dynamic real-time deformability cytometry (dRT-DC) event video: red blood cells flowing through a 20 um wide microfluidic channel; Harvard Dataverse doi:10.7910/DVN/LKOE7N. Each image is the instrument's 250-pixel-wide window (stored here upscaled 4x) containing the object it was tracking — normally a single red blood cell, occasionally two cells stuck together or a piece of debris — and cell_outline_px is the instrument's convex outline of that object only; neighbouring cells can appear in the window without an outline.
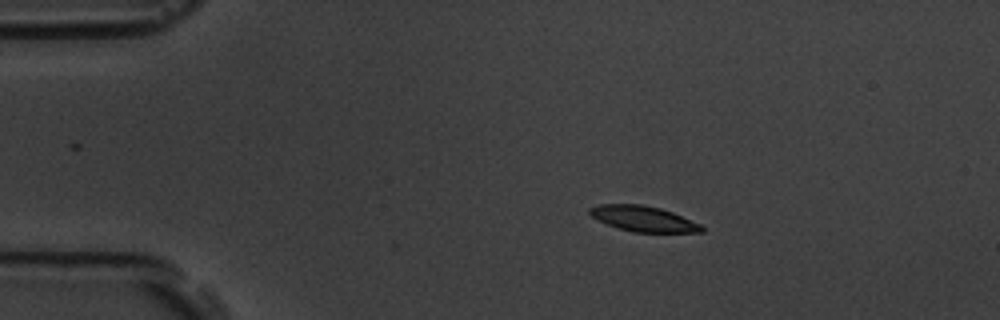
{"species": "common noctule bat (a hibernating species)", "species_latin": "Nyctalus noctula", "temperature_condition": "room temperature", "stored_images_in_passage": 5, "camera_frame_rate_fps": 3000, "um_per_image_px": 0.085, "animal": {"sex": "male", "body_mass_g": 19.5, "forearm_length_mm": 54.6}, "frame": {"image": 1, "passage_image": 2, "time_ms": 2.0, "image_size_px": [1000, 320], "cell_outline_px": [[704, 232], [632, 232], [608, 224], [592, 216], [588, 212], [588, 208], [600, 204], [640, 204], [660, 208], [672, 212], [700, 224], [704, 228]], "centroid_in_image_um": [54.69, 18.59], "position_along_channel_um": 30.3, "area_um2": 16.42}}
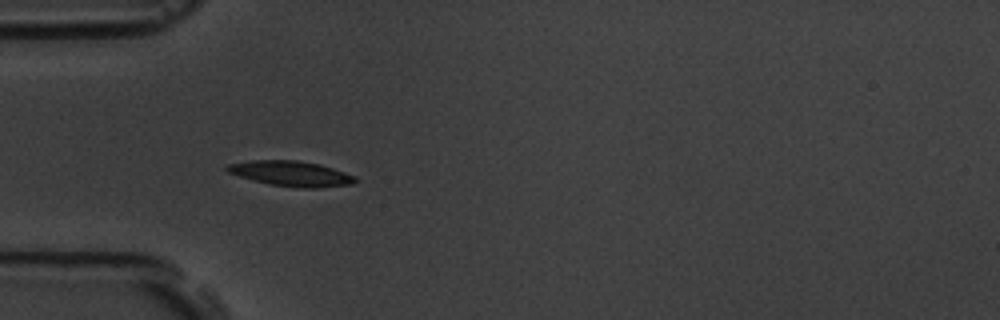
{"frame": {"image": 2, "passage_image": 4, "time_ms": 4.333, "image_size_px": [1000, 320], "cell_outline_px": [[356, 180], [352, 184], [316, 188], [300, 188], [268, 184], [240, 176], [228, 172], [224, 168], [228, 164], [252, 160], [296, 160], [320, 164], [356, 176]], "centroid_in_image_um": [24.74, 14.75], "position_along_channel_um": 60.3, "area_um2": 18.73}}
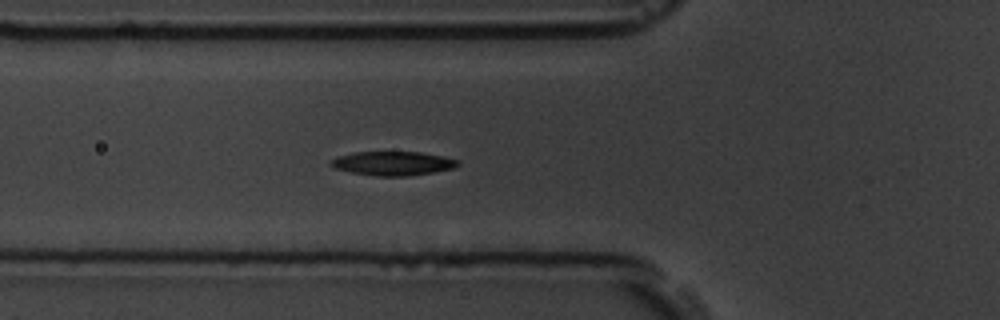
{"frame": {"image": 3, "passage_image": 5, "time_ms": 5.333, "image_size_px": [1000, 320], "cell_outline_px": [[460, 164], [456, 168], [408, 176], [376, 176], [352, 172], [336, 168], [328, 164], [332, 160], [340, 156], [352, 152], [420, 152], [444, 156], [460, 160]], "centroid_in_image_um": [33.46, 13.88], "position_along_channel_um": 92.3, "area_um2": 17.74}}